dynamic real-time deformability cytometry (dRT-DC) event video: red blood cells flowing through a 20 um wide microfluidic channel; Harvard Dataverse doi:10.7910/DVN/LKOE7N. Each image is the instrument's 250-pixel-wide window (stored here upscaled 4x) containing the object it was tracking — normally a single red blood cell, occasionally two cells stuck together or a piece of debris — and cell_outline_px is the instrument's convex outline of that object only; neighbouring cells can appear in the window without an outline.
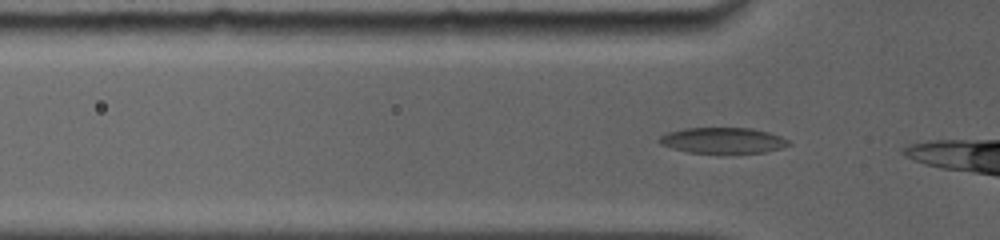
{"species": "common noctule bat (a hibernating species)", "species_latin": "Nyctalus noctula", "temperature_condition": "room temperature", "stored_images_in_passage": 13, "camera_frame_rate_fps": 5000, "um_per_image_px": 0.085, "animal": {"sex": "female", "body_mass_g": 19.0, "forearm_length_mm": 56.7}, "frame": {"image": 1, "passage_image": 4, "time_ms": 0.6, "image_size_px": [1000, 240], "cell_outline_px": [[792, 144], [780, 148], [764, 152], [688, 152], [672, 148], [660, 144], [656, 140], [660, 136], [668, 132], [684, 128], [752, 128], [768, 132], [780, 136], [788, 140]], "centroid_in_image_um": [61.41, 11.92], "position_along_channel_um": 64.4, "area_um2": 19.19}}
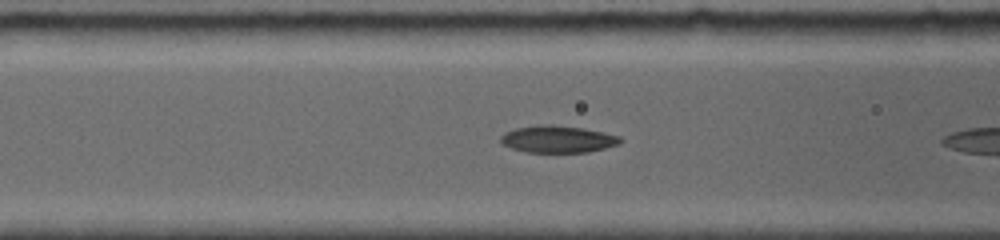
{"frame": {"image": 2, "passage_image": 12, "time_ms": 2.0, "image_size_px": [1000, 240], "cell_outline_px": [[620, 144], [588, 152], [528, 152], [512, 148], [500, 144], [500, 136], [516, 128], [536, 124], [556, 124], [584, 128], [620, 136]], "centroid_in_image_um": [47.39, 11.81], "position_along_channel_um": 119.2, "area_um2": 18.9}}